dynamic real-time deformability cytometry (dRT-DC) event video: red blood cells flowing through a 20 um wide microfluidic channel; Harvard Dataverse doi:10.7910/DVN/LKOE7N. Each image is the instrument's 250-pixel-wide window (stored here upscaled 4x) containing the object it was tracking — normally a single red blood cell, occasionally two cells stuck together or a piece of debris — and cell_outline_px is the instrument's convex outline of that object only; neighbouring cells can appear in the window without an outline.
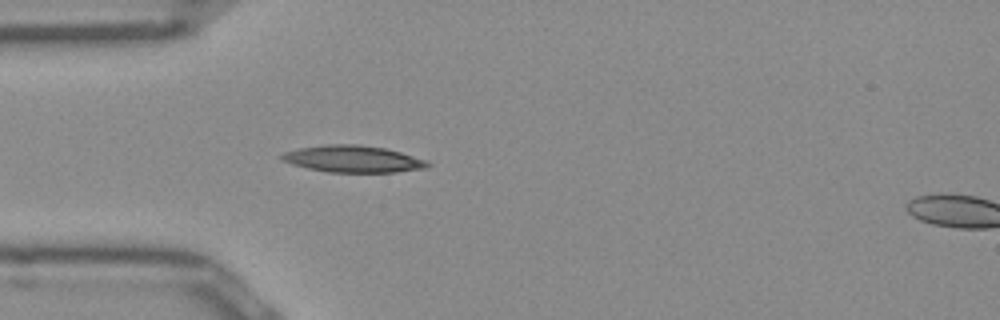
{"species": "Egyptian fruit bat (a non-hibernating species)", "species_latin": "Rousettus aegyptiacus", "temperature_condition": "room temperature", "stored_images_in_passage": 38, "camera_frame_rate_fps": 3000, "um_per_image_px": 0.085, "frame": {"image": 1, "passage_image": 1, "time_ms": 0.0, "image_size_px": [1000, 320], "cell_outline_px": [[432, 164], [428, 168], [396, 172], [328, 172], [308, 168], [292, 164], [280, 160], [280, 156], [284, 152], [300, 148], [324, 144], [356, 144], [384, 148], [400, 152], [428, 160]], "centroid_in_image_um": [30.03, 13.51], "position_along_channel_um": 55.0, "area_um2": 22.89}}
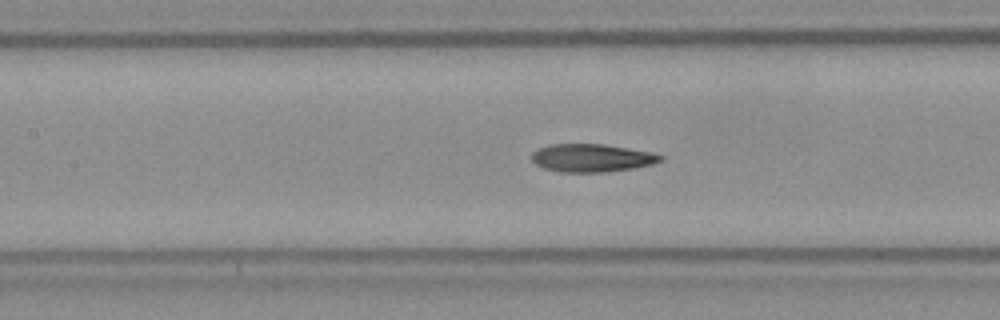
{"frame": {"image": 2, "passage_image": 9, "time_ms": 2.667, "image_size_px": [1000, 320], "cell_outline_px": [[664, 160], [652, 164], [632, 168], [604, 172], [560, 172], [544, 168], [536, 164], [532, 160], [532, 152], [548, 144], [604, 144], [652, 152], [664, 156]], "centroid_in_image_um": [50.31, 13.42], "position_along_channel_um": 157.1, "area_um2": 20.98}}
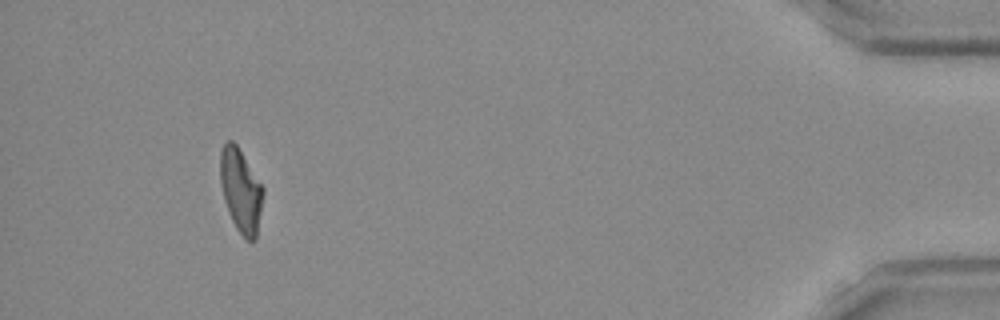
{"frame": {"image": 3, "passage_image": 34, "time_ms": 11.0, "image_size_px": [1000, 320], "cell_outline_px": [[264, 196], [256, 240], [244, 240], [236, 228], [232, 220], [224, 200], [220, 184], [220, 152], [224, 144], [228, 140], [232, 140], [236, 144], [264, 188]], "centroid_in_image_um": [20.47, 16.23], "position_along_channel_um": 414.7, "area_um2": 20.98}, "authors_computed_cell_mechanics": {"area_um2": 20.9814, "velocity_mm_per_s": 3.9616, "shape_relaxation_time_tau1_ms": 6.5957, "shape_relaxation_time_tau2_ms": 1.7236, "deformation_change_tau1": 0.2226, "deformation_change_tau2": 0.0956}}